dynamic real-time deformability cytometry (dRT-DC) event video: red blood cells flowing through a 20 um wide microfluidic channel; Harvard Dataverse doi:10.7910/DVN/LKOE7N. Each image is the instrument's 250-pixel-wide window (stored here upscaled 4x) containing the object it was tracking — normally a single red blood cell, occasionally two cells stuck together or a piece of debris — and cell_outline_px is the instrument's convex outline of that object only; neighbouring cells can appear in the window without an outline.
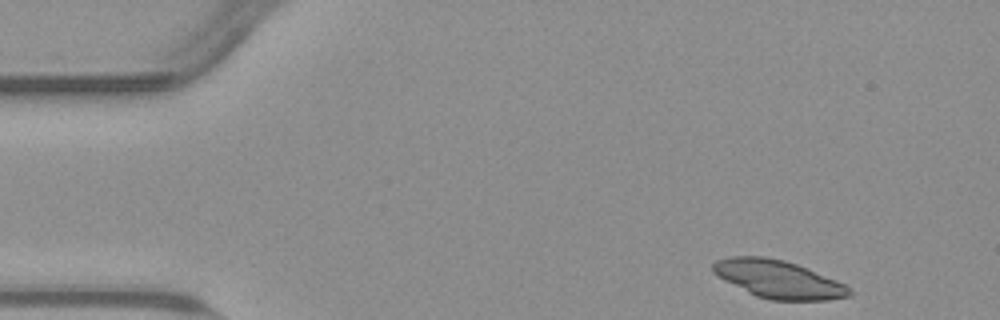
{"species": "common noctule bat (a hibernating species)", "species_latin": "Nyctalus noctula", "temperature_condition": "warm", "stored_images_in_passage": 49, "camera_frame_rate_fps": 3000, "um_per_image_px": 0.085, "animal": {"sex": "male", "body_mass_g": 23.1, "forearm_length_mm": 52.7}, "frame": {"image": 1, "passage_image": 1, "time_ms": 0.0, "image_size_px": [1000, 320], "cell_outline_px": [[852, 292], [848, 296], [828, 300], [772, 300], [756, 296], [724, 280], [712, 272], [712, 264], [716, 260], [728, 256], [764, 256], [784, 260], [808, 268], [836, 280], [852, 288]], "centroid_in_image_um": [66.14, 23.72], "position_along_channel_um": 18.9, "area_um2": 30.06}}
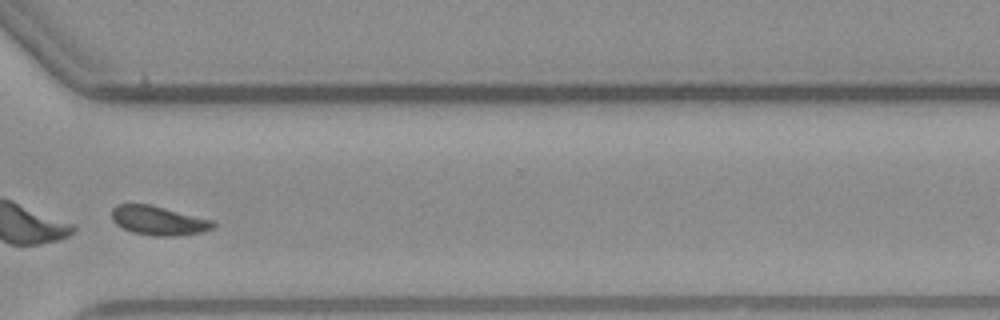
{"frame": {"image": 2, "passage_image": 36, "time_ms": 11.667, "image_size_px": [1000, 320], "cell_outline_px": [[216, 228], [204, 232], [176, 236], [152, 236], [132, 232], [116, 224], [112, 220], [112, 208], [116, 204], [148, 204], [212, 220], [216, 224]], "centroid_in_image_um": [13.48, 18.76], "position_along_channel_um": 357.1, "area_um2": 17.22}, "authors_computed_cell_mechanics": {"area_um2": 18.2648, "velocity_mm_per_s": 3.7448, "shape_relaxation_time_tau1_ms": 0.9674, "shape_relaxation_time_tau2_ms": 5.545, "deformation_change_tau1": 0.2581, "deformation_change_tau2": 0.1199}}